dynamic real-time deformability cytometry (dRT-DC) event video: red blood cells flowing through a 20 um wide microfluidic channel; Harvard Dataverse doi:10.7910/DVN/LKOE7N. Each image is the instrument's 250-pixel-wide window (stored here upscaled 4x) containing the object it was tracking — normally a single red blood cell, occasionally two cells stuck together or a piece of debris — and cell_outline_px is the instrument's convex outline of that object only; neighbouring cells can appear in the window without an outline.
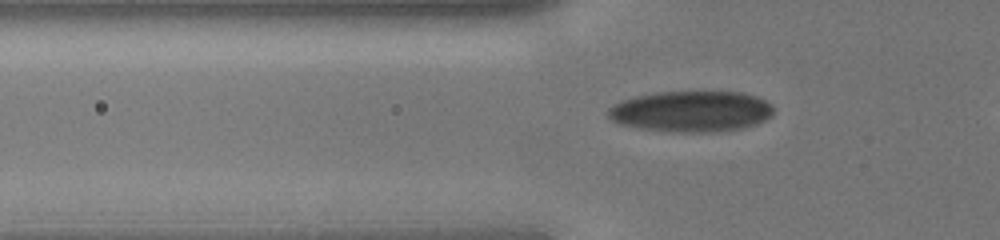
{"species": "human", "species_latin": "Homo sapiens", "temperature_condition": "cold", "stored_images_in_passage": 28, "camera_frame_rate_fps": 3000, "um_per_image_px": 0.085, "donor": {"sex": "male"}, "frame": {"image": 1, "passage_image": 3, "time_ms": 0.667, "image_size_px": [1000, 240], "cell_outline_px": [[772, 116], [756, 124], [744, 128], [712, 132], [672, 132], [640, 128], [620, 124], [612, 120], [608, 116], [608, 108], [624, 100], [636, 96], [656, 92], [740, 92], [756, 96], [772, 104]], "centroid_in_image_um": [58.77, 9.47], "position_along_channel_um": 67.0, "area_um2": 39.36}}
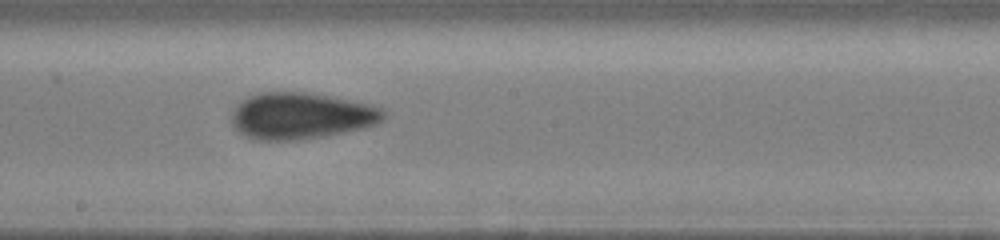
{"frame": {"image": 2, "passage_image": 13, "time_ms": 4.0, "image_size_px": [1000, 240], "cell_outline_px": [[388, 116], [384, 120], [376, 124], [364, 128], [324, 136], [296, 140], [256, 140], [244, 136], [232, 124], [232, 108], [248, 96], [260, 92], [308, 92], [372, 104], [384, 108], [388, 112]], "centroid_in_image_um": [25.63, 9.84], "position_along_channel_um": 222.6, "area_um2": 41.62}}
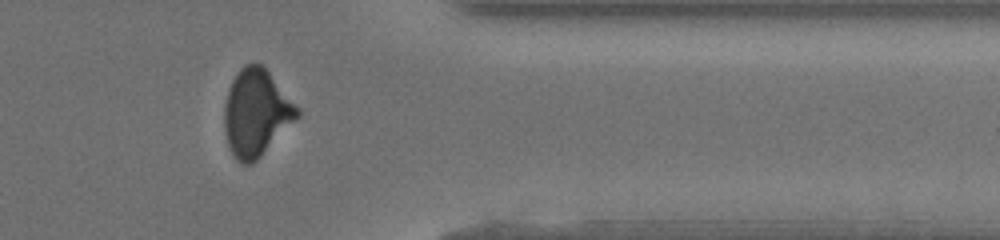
{"frame": {"image": 3, "passage_image": 24, "time_ms": 7.667, "image_size_px": [1000, 240], "cell_outline_px": [[300, 116], [252, 164], [240, 164], [232, 156], [224, 132], [224, 104], [228, 88], [232, 80], [240, 68], [244, 64], [260, 64], [268, 72], [300, 108]], "centroid_in_image_um": [21.76, 9.61], "position_along_channel_um": 389.6, "area_um2": 36.82}}